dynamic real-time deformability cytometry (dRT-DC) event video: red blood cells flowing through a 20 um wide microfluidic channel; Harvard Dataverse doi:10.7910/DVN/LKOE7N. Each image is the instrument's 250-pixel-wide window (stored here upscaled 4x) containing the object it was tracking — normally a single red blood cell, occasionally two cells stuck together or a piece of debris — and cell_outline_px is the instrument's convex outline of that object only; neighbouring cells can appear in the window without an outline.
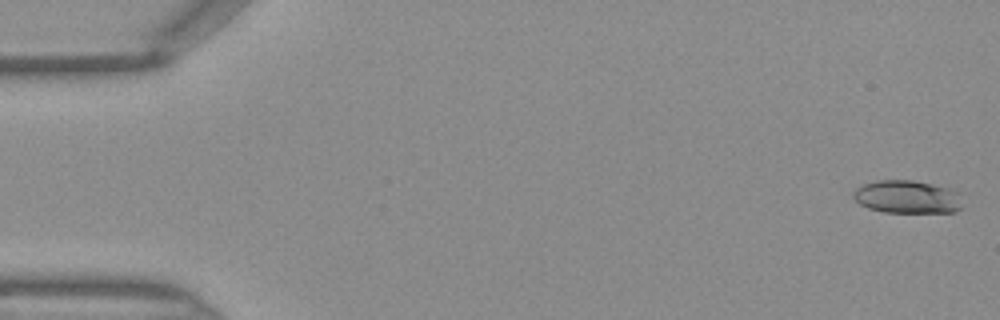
{"species": "Egyptian fruit bat (a non-hibernating species)", "species_latin": "Rousettus aegyptiacus", "temperature_condition": "warm", "stored_images_in_passage": 46, "camera_frame_rate_fps": 3000, "um_per_image_px": 0.085, "frame": {"image": 1, "passage_image": 1, "time_ms": 0.0, "image_size_px": [1000, 320], "cell_outline_px": [[960, 208], [956, 212], [884, 212], [868, 208], [860, 204], [852, 196], [852, 192], [856, 188], [864, 184], [876, 180], [912, 180], [932, 184], [948, 188], [956, 192]], "centroid_in_image_um": [77.03, 16.73], "position_along_channel_um": 8.0, "area_um2": 20.69}}
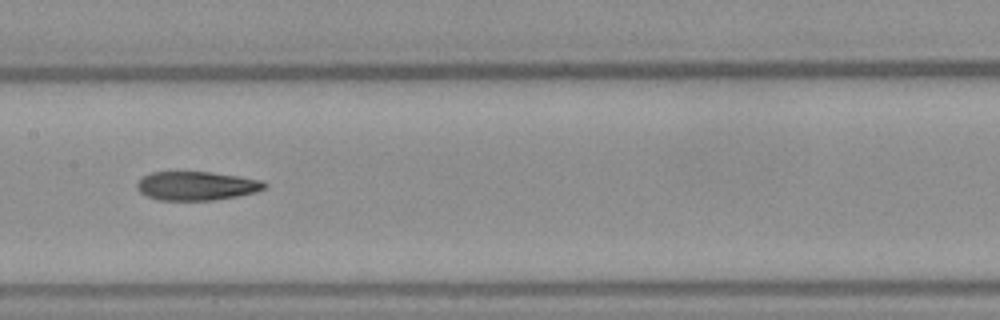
{"frame": {"image": 2, "passage_image": 23, "time_ms": 7.333, "image_size_px": [1000, 320], "cell_outline_px": [[268, 184], [264, 188], [252, 192], [236, 196], [212, 200], [160, 200], [148, 196], [140, 192], [136, 188], [136, 184], [144, 176], [152, 172], [212, 172], [236, 176], [256, 180]], "centroid_in_image_um": [16.64, 15.8], "position_along_channel_um": 190.8, "area_um2": 20.92}}
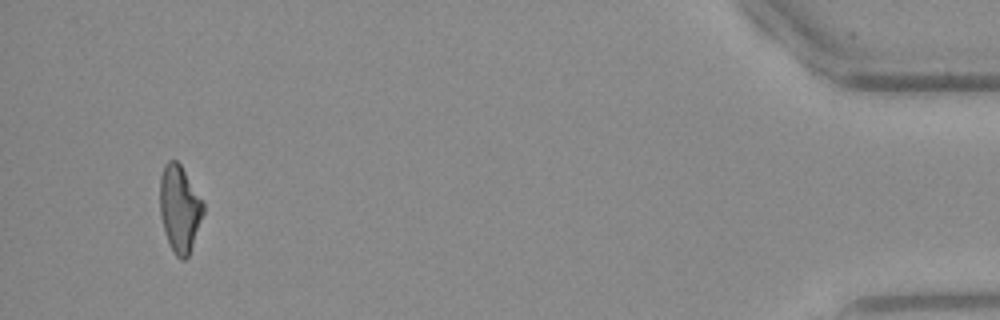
{"frame": {"image": 3, "passage_image": 44, "time_ms": 14.333, "image_size_px": [1000, 320], "cell_outline_px": [[204, 212], [188, 256], [184, 260], [180, 260], [176, 256], [168, 240], [160, 216], [160, 176], [164, 164], [168, 160], [176, 160], [180, 164], [204, 204]], "centroid_in_image_um": [15.25, 17.72], "position_along_channel_um": 419.9, "area_um2": 21.56}}